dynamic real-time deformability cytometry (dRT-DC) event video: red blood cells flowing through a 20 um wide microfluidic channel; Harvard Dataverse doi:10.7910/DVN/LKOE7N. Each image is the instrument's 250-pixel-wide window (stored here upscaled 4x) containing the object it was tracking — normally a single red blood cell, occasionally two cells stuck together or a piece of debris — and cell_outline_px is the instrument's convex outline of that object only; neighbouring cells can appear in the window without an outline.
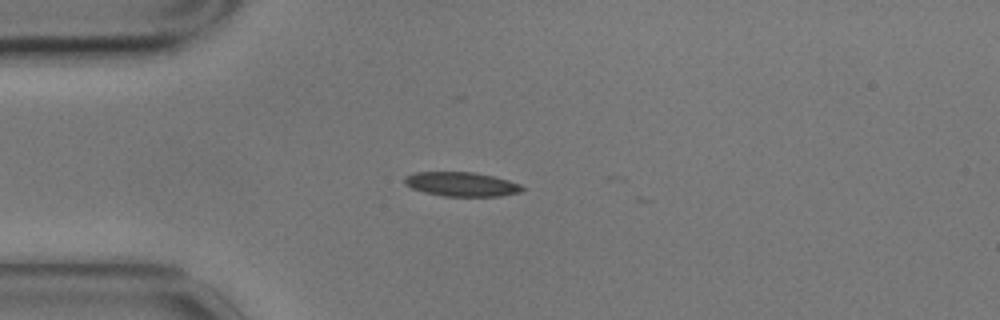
{"species": "common noctule bat (a hibernating species)", "species_latin": "Nyctalus noctula", "temperature_condition": "cold", "stored_images_in_passage": 6, "camera_frame_rate_fps": 3000, "um_per_image_px": 0.085, "animal": {"sex": "male", "body_mass_g": 17.9}, "frame": {"image": 1, "passage_image": 1, "time_ms": 0.0, "image_size_px": [1000, 320], "cell_outline_px": [[524, 192], [500, 196], [444, 196], [424, 192], [412, 188], [404, 184], [404, 176], [416, 172], [472, 172], [492, 176], [508, 180], [520, 184], [524, 188]], "centroid_in_image_um": [39.23, 15.66], "position_along_channel_um": 45.8, "area_um2": 16.65}}
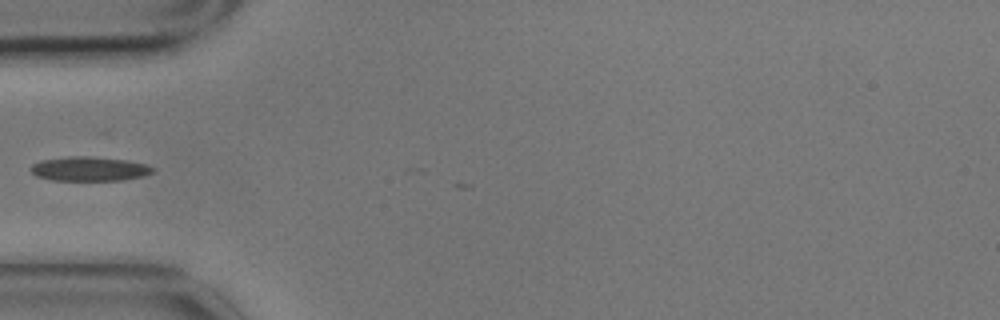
{"frame": {"image": 2, "passage_image": 2, "time_ms": 0.333, "image_size_px": [1000, 320], "cell_outline_px": [[156, 168], [152, 172], [144, 176], [120, 180], [52, 180], [36, 176], [28, 168], [32, 164], [40, 160], [68, 156], [92, 156], [128, 160], [148, 164]], "centroid_in_image_um": [7.59, 14.34], "position_along_channel_um": 77.4, "area_um2": 17.51}}